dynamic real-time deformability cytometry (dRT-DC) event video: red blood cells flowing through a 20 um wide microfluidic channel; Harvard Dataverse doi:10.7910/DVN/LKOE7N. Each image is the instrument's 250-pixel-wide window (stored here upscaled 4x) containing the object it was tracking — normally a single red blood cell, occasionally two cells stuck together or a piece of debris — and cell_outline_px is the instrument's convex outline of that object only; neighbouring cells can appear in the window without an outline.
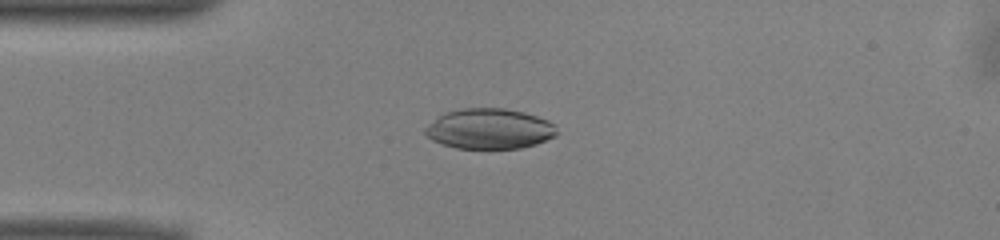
{"species": "common noctule bat (a hibernating species)", "species_latin": "Nyctalus noctula", "temperature_condition": "warm", "stored_images_in_passage": 50, "camera_frame_rate_fps": 3000, "um_per_image_px": 0.085, "animal": {"sex": "male", "body_mass_g": 13.0, "forearm_length_mm": 53.1}, "frame": {"image": 1, "passage_image": 12, "time_ms": 3.667, "image_size_px": [1000, 240], "cell_outline_px": [[556, 136], [536, 144], [520, 148], [456, 148], [432, 140], [424, 132], [424, 128], [428, 124], [444, 112], [460, 108], [504, 108], [524, 112], [548, 120], [556, 124]], "centroid_in_image_um": [41.61, 10.94], "position_along_channel_um": 43.4, "area_um2": 30.98}}
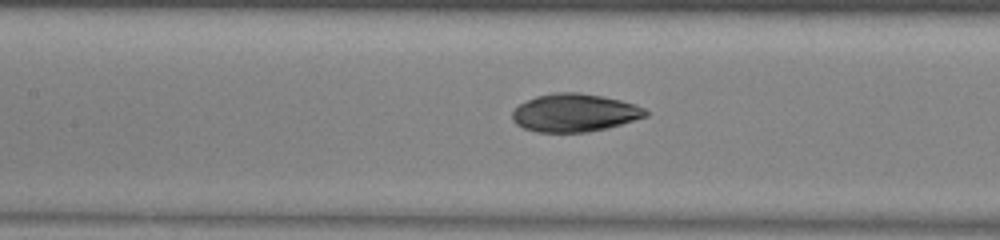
{"frame": {"image": 2, "passage_image": 22, "time_ms": 7.0, "image_size_px": [1000, 240], "cell_outline_px": [[648, 116], [608, 128], [588, 132], [536, 132], [524, 128], [516, 124], [512, 120], [512, 112], [520, 104], [536, 96], [552, 92], [576, 92], [600, 96], [620, 100], [644, 108], [648, 112]], "centroid_in_image_um": [48.82, 9.59], "position_along_channel_um": 158.6, "area_um2": 29.42}}
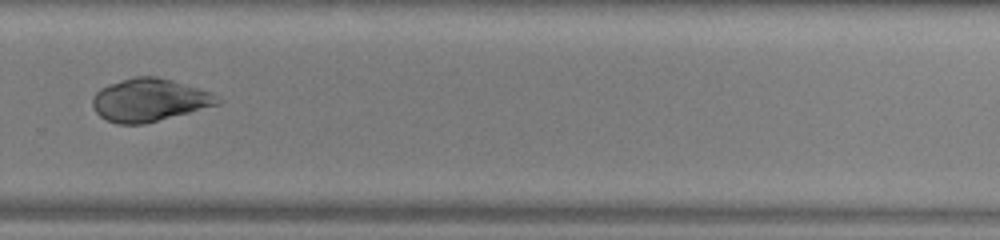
{"frame": {"image": 3, "passage_image": 34, "time_ms": 11.0, "image_size_px": [1000, 240], "cell_outline_px": [[224, 100], [220, 104], [144, 124], [116, 124], [100, 116], [96, 112], [92, 104], [92, 100], [96, 92], [100, 88], [108, 84], [132, 76], [156, 76], [212, 92]], "centroid_in_image_um": [12.7, 8.5], "position_along_channel_um": 317.1, "area_um2": 31.21}}